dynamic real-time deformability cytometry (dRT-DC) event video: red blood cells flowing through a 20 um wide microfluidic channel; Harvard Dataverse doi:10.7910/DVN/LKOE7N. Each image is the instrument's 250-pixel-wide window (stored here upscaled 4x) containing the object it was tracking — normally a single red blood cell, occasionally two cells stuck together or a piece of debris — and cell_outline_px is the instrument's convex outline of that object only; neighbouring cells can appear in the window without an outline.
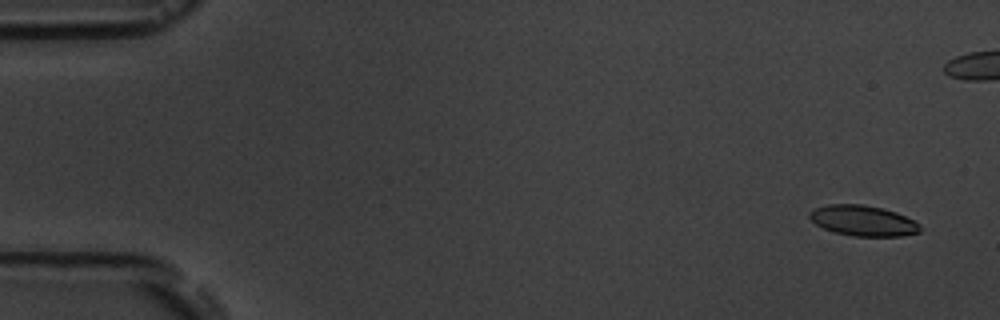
{"species": "common noctule bat (a hibernating species)", "species_latin": "Nyctalus noctula", "temperature_condition": "room temperature", "stored_images_in_passage": 5, "camera_frame_rate_fps": 3000, "um_per_image_px": 0.085, "animal": {"sex": "male", "body_mass_g": 19.5, "forearm_length_mm": 54.6}, "frame": {"image": 1, "passage_image": 1, "time_ms": 0.0, "image_size_px": [1000, 320], "cell_outline_px": [[920, 232], [900, 236], [852, 236], [836, 232], [824, 228], [816, 224], [808, 216], [808, 212], [816, 208], [828, 204], [864, 204], [884, 208], [896, 212], [920, 224]], "centroid_in_image_um": [73.35, 18.75], "position_along_channel_um": 11.6, "area_um2": 19.59}}